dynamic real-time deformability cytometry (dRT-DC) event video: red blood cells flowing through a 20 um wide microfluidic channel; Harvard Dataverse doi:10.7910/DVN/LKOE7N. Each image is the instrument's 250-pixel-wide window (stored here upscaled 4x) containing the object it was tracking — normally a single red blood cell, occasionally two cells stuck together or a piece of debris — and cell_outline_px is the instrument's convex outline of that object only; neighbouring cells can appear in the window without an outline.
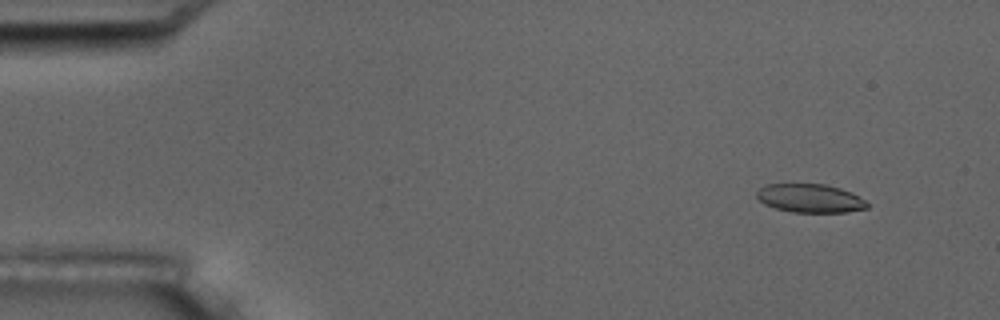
{"species": "common noctule bat (a hibernating species)", "species_latin": "Nyctalus noctula", "temperature_condition": "room temperature", "stored_images_in_passage": 5, "camera_frame_rate_fps": 3000, "um_per_image_px": 0.085, "animal": {"sex": "male", "body_mass_g": 17.5, "forearm_length_mm": 52.3}, "frame": {"image": 1, "passage_image": 2, "time_ms": 1.333, "image_size_px": [1000, 320], "cell_outline_px": [[868, 208], [848, 212], [792, 212], [776, 208], [764, 204], [756, 196], [756, 192], [764, 184], [824, 184], [840, 188], [852, 192], [864, 200], [868, 204]], "centroid_in_image_um": [68.85, 16.85], "position_along_channel_um": 16.1, "area_um2": 18.38}}
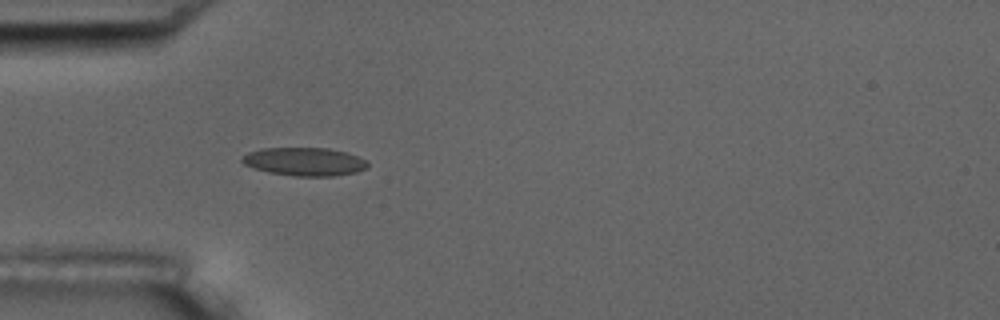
{"frame": {"image": 2, "passage_image": 5, "time_ms": 5.333, "image_size_px": [1000, 320], "cell_outline_px": [[368, 168], [356, 172], [332, 176], [296, 176], [268, 172], [252, 168], [244, 164], [240, 160], [248, 152], [264, 148], [328, 148], [344, 152], [356, 156], [364, 160], [368, 164]], "centroid_in_image_um": [25.86, 13.74], "position_along_channel_um": 59.1, "area_um2": 20.52}}